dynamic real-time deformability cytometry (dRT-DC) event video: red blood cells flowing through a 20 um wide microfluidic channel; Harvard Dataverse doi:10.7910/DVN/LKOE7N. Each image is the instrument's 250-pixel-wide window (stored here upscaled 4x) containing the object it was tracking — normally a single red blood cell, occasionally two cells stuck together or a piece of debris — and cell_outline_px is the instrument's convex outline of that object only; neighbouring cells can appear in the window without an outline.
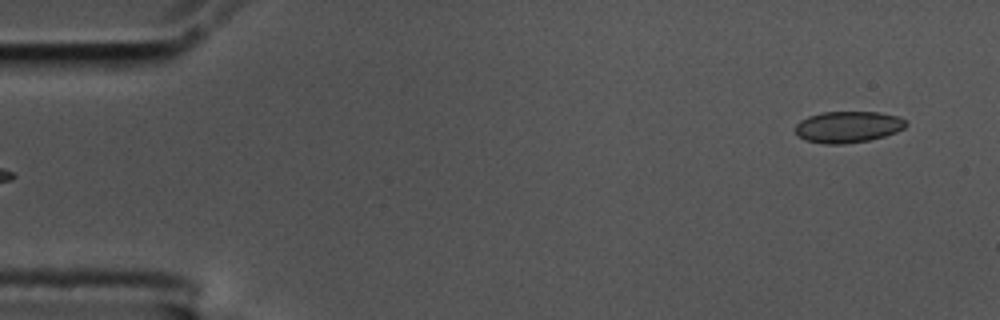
{"species": "common noctule bat (a hibernating species)", "species_latin": "Nyctalus noctula", "temperature_condition": "cold", "stored_images_in_passage": 5, "camera_frame_rate_fps": 3000, "um_per_image_px": 0.085, "animal": {"sex": "male", "body_mass_g": 17.5, "forearm_length_mm": 52.3}, "frame": {"image": 1, "passage_image": 5, "time_ms": 1.333, "image_size_px": [1000, 320], "cell_outline_px": [[908, 124], [904, 128], [896, 132], [884, 136], [868, 140], [844, 144], [824, 144], [804, 140], [796, 132], [796, 124], [800, 120], [808, 116], [820, 112], [880, 112], [900, 116]], "centroid_in_image_um": [72.08, 10.78], "position_along_channel_um": 12.9, "area_um2": 20.35}}